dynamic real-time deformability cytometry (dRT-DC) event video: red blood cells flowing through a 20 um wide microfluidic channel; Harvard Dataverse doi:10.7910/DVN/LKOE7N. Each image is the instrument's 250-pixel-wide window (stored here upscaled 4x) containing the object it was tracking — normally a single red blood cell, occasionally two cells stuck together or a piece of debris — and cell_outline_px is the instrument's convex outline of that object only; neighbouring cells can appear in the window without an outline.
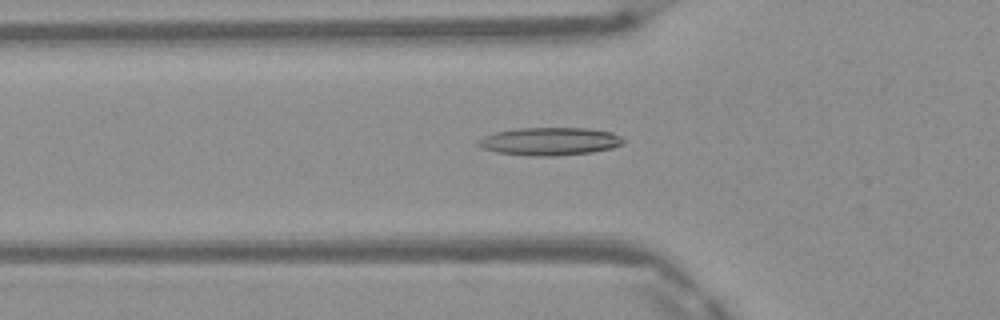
{"species": "Egyptian fruit bat (a non-hibernating species)", "species_latin": "Rousettus aegyptiacus", "temperature_condition": "warm", "stored_images_in_passage": 47, "camera_frame_rate_fps": 3000, "um_per_image_px": 0.085, "frame": {"image": 1, "passage_image": 14, "time_ms": 4.333, "image_size_px": [1000, 320], "cell_outline_px": [[624, 144], [612, 148], [592, 152], [552, 156], [532, 156], [496, 152], [484, 148], [476, 144], [476, 140], [484, 136], [496, 132], [520, 128], [588, 128], [612, 132], [620, 136], [624, 140]], "centroid_in_image_um": [46.74, 12.01], "position_along_channel_um": 79.1, "area_um2": 23.58}}
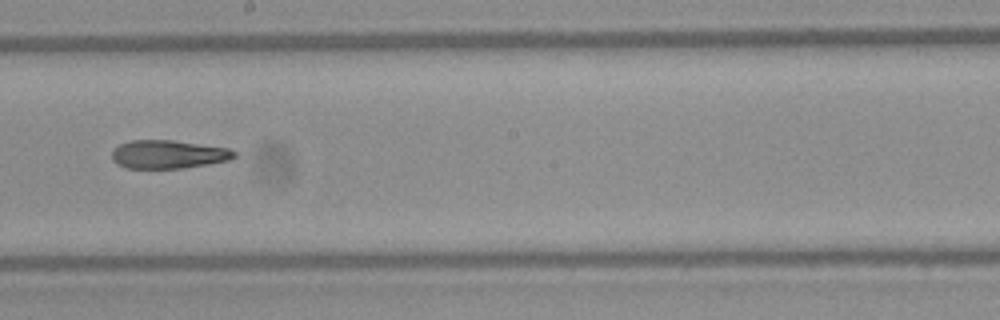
{"frame": {"image": 2, "passage_image": 25, "time_ms": 8.0, "image_size_px": [1000, 320], "cell_outline_px": [[236, 156], [228, 160], [208, 164], [180, 168], [124, 168], [116, 164], [112, 160], [112, 152], [120, 144], [132, 140], [172, 140], [228, 148], [236, 152]], "centroid_in_image_um": [14.28, 13.12], "position_along_channel_um": 233.9, "area_um2": 20.11}}
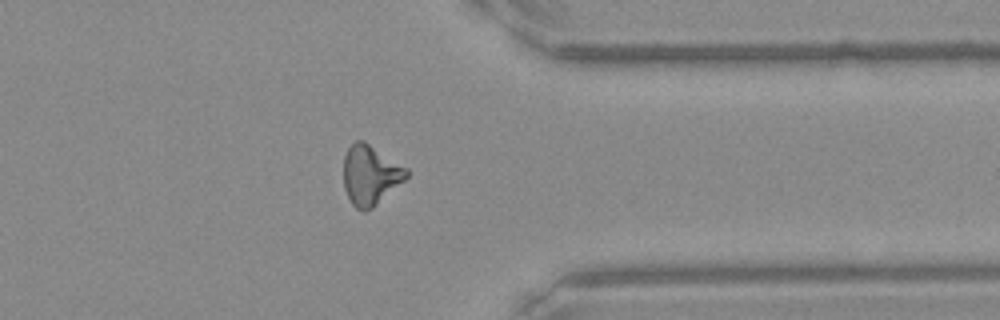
{"frame": {"image": 3, "passage_image": 36, "time_ms": 11.667, "image_size_px": [1000, 320], "cell_outline_px": [[408, 176], [404, 180], [372, 208], [356, 208], [352, 204], [344, 188], [344, 156], [348, 148], [356, 140], [364, 140], [408, 168]], "centroid_in_image_um": [31.48, 14.83], "position_along_channel_um": 379.9, "area_um2": 21.56}, "authors_computed_cell_mechanics": {"area_um2": 21.2704, "velocity_mm_per_s": 4.1941, "shape_relaxation_time_tau1_ms": null, "shape_relaxation_time_tau2_ms": 8.3546, "deformation_change_tau1": null, "deformation_change_tau2": 0.2367}}